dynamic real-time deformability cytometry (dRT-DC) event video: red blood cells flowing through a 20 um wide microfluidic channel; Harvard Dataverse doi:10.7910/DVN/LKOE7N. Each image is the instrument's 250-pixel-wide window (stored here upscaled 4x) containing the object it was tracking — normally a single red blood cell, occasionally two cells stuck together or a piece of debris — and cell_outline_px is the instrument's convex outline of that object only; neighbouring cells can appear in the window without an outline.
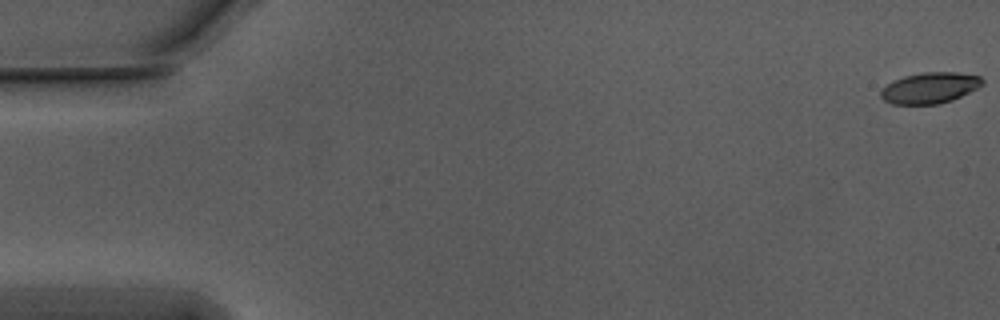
{"species": "Egyptian fruit bat (a non-hibernating species)", "species_latin": "Rousettus aegyptiacus", "temperature_condition": "warm", "stored_images_in_passage": 53, "camera_frame_rate_fps": 3000, "um_per_image_px": 0.085, "animal": {"sex": "male"}, "frame": {"image": 1, "passage_image": 1, "time_ms": 0.0, "image_size_px": [1000, 320], "cell_outline_px": [[984, 84], [952, 100], [936, 104], [892, 104], [884, 100], [880, 96], [880, 92], [888, 84], [904, 76], [920, 72], [956, 72], [980, 76], [984, 80]], "centroid_in_image_um": [79.05, 7.46], "position_along_channel_um": 6.0, "area_um2": 18.15}}
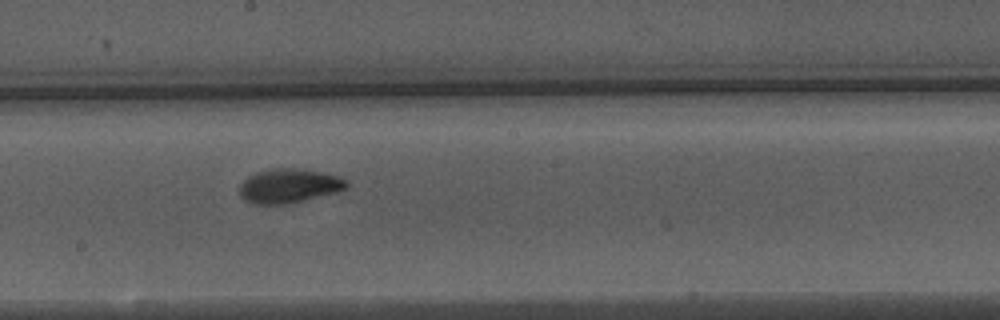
{"frame": {"image": 2, "passage_image": 31, "time_ms": 10.0, "image_size_px": [1000, 320], "cell_outline_px": [[348, 188], [336, 192], [288, 204], [252, 204], [244, 200], [240, 196], [240, 184], [248, 176], [256, 172], [272, 168], [308, 168], [336, 176], [348, 180]], "centroid_in_image_um": [24.56, 15.79], "position_along_channel_um": 223.6, "area_um2": 21.56}}
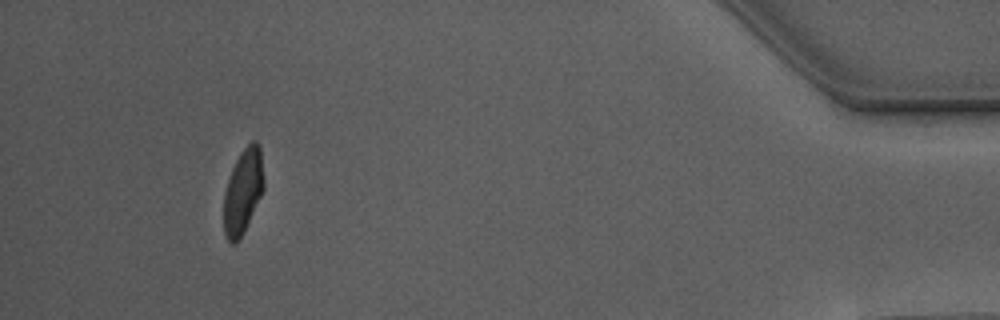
{"frame": {"image": 3, "passage_image": 52, "time_ms": 17.0, "image_size_px": [1000, 320], "cell_outline_px": [[264, 188], [236, 244], [232, 244], [228, 240], [224, 232], [224, 192], [232, 168], [240, 152], [252, 140], [256, 140], [260, 144], [264, 180]], "centroid_in_image_um": [20.65, 16.19], "position_along_channel_um": 414.5, "area_um2": 19.42}, "authors_computed_cell_mechanics": {"area_um2": 20.23, "velocity_mm_per_s": 3.7365, "shape_relaxation_time_tau1_ms": 3.8455, "shape_relaxation_time_tau2_ms": 1.3741, "deformation_change_tau1": 0.1711, "deformation_change_tau2": 0.0715}}